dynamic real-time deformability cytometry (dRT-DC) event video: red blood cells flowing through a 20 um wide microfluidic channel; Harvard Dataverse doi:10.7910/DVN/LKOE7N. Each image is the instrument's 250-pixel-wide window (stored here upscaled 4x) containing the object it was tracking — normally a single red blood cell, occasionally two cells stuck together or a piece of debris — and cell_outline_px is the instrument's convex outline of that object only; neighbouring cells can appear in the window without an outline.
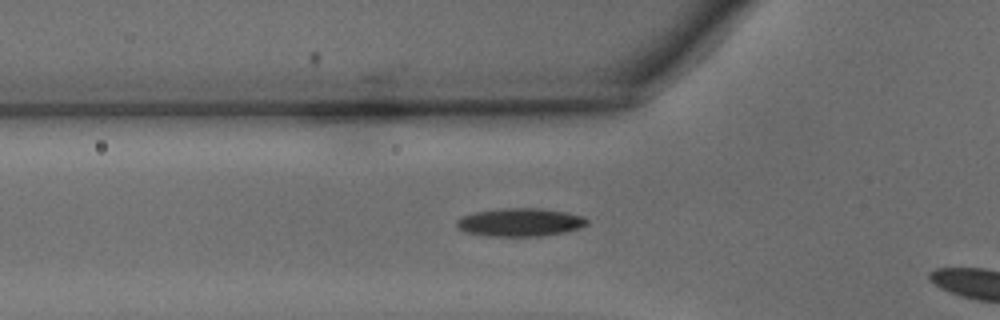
{"species": "common noctule bat (a hibernating species)", "species_latin": "Nyctalus noctula", "temperature_condition": "warm", "stored_images_in_passage": 5, "camera_frame_rate_fps": 3000, "um_per_image_px": 0.085, "animal": {"sex": "male", "body_mass_g": 15.6}, "frame": {"image": 1, "passage_image": 3, "time_ms": 0.667, "image_size_px": [1000, 320], "cell_outline_px": [[588, 224], [580, 228], [564, 232], [540, 236], [488, 236], [464, 232], [456, 228], [456, 220], [464, 216], [476, 212], [500, 208], [540, 208], [568, 212], [584, 216], [588, 220]], "centroid_in_image_um": [44.22, 18.89], "position_along_channel_um": 81.6, "area_um2": 21.56}}